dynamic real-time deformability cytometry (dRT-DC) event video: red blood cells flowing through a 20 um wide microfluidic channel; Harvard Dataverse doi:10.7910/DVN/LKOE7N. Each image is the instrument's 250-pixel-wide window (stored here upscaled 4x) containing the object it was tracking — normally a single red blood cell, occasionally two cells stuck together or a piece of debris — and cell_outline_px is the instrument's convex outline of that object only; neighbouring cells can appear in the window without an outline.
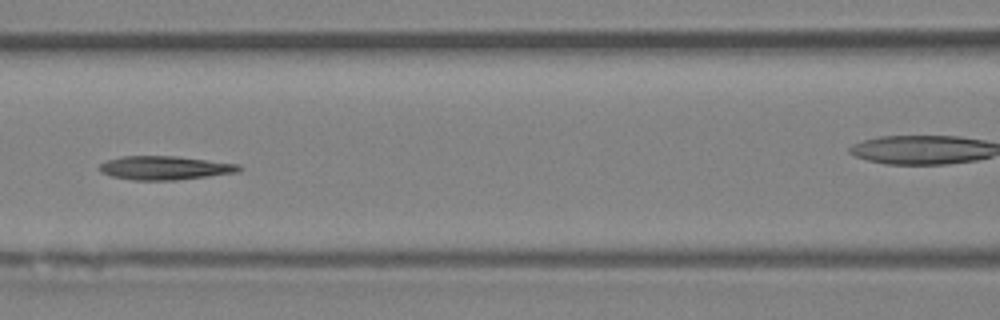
{"species": "Egyptian fruit bat (a non-hibernating species)", "species_latin": "Rousettus aegyptiacus", "temperature_condition": "room temperature", "stored_images_in_passage": 7, "segment_of_instrument_passage": [1, 2], "camera_frame_rate_fps": 3000, "um_per_image_px": 0.085, "animal": {"sex": "female"}, "frame": {"image": 1, "passage_image": 6, "time_ms": 6.333, "image_size_px": [1000, 320], "cell_outline_px": [[244, 168], [240, 172], [176, 180], [132, 180], [112, 176], [100, 172], [96, 168], [100, 164], [108, 160], [120, 156], [176, 156], [240, 164]], "centroid_in_image_um": [14.02, 14.27], "position_along_channel_um": 152.6, "area_um2": 19.48}}